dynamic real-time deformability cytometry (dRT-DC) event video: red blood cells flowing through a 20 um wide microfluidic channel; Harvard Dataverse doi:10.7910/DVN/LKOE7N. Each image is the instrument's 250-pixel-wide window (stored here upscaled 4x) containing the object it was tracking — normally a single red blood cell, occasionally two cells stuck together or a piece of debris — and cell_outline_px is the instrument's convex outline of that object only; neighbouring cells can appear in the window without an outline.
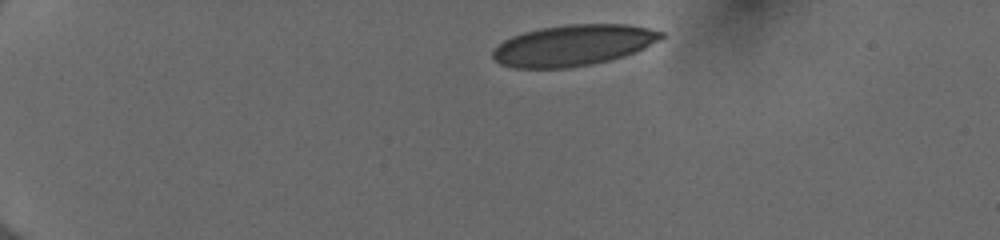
{"species": "human", "species_latin": "Homo sapiens", "temperature_condition": "cold", "stored_images_in_passage": 42, "camera_frame_rate_fps": 3000, "um_per_image_px": 0.085, "donor": {"sex": "female"}, "frame": {"image": 1, "passage_image": 1, "time_ms": 0.0, "image_size_px": [1000, 240], "cell_outline_px": [[664, 36], [644, 48], [636, 52], [624, 56], [592, 64], [568, 68], [512, 68], [500, 64], [492, 60], [492, 52], [504, 40], [512, 36], [524, 32], [540, 28], [568, 24], [628, 24], [648, 28], [664, 32]], "centroid_in_image_um": [48.7, 3.85], "position_along_channel_um": 36.3, "area_um2": 40.29}}
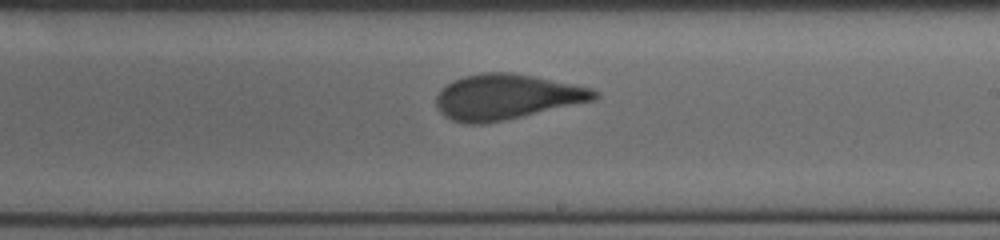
{"frame": {"image": 2, "passage_image": 23, "time_ms": 7.333, "image_size_px": [1000, 240], "cell_outline_px": [[600, 96], [596, 100], [504, 120], [484, 124], [468, 124], [452, 120], [444, 116], [436, 108], [436, 96], [452, 80], [464, 76], [484, 72], [508, 72], [532, 76], [592, 88], [600, 92]], "centroid_in_image_um": [43.06, 8.24], "position_along_channel_um": 245.9, "area_um2": 41.62}}
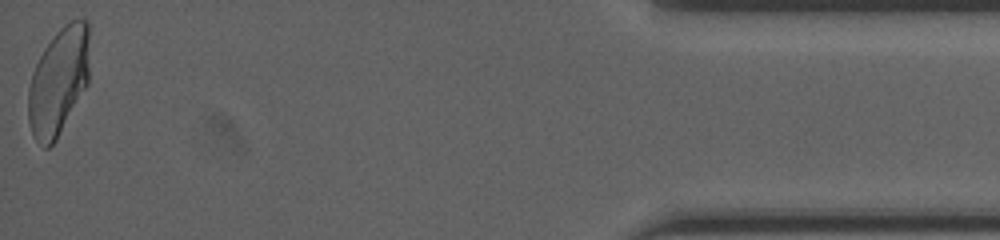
{"frame": {"image": 3, "passage_image": 42, "time_ms": 13.667, "image_size_px": [1000, 240], "cell_outline_px": [[88, 84], [56, 140], [48, 148], [44, 148], [32, 136], [28, 120], [28, 88], [32, 72], [44, 48], [56, 32], [64, 24], [72, 20], [88, 20]], "centroid_in_image_um": [4.96, 6.94], "position_along_channel_um": 430.2, "area_um2": 38.32}, "authors_computed_cell_mechanics": {"area_um2": 41.5871, "velocity_mm_per_s": 3.9959, "shape_relaxation_time_tau1_ms": null, "shape_relaxation_time_tau2_ms": 0.806, "deformation_change_tau1": null, "deformation_change_tau2": 0.0557}}